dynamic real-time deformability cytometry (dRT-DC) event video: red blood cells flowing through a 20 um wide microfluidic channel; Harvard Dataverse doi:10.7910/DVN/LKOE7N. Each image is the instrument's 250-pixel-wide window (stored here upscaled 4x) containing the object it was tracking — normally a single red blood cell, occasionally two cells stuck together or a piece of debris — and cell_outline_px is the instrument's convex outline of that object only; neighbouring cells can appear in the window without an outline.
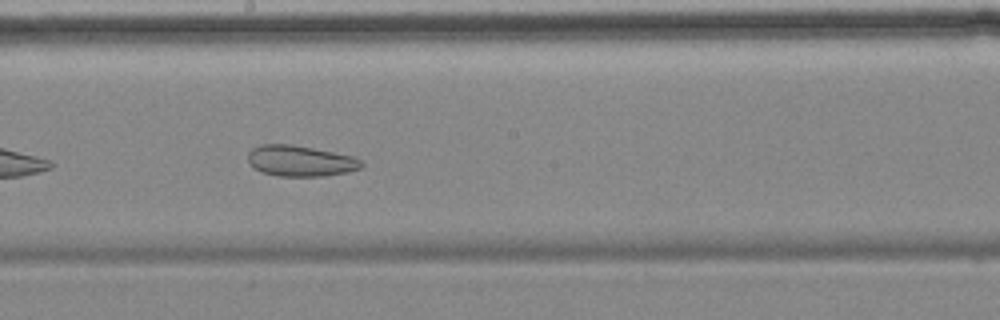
{"species": "common noctule bat (a hibernating species)", "species_latin": "Nyctalus noctula", "temperature_condition": "cold", "stored_images_in_passage": 8, "camera_frame_rate_fps": 3000, "um_per_image_px": 0.085, "animal": {"sex": "female", "body_mass_g": 18.4}, "frame": {"image": 1, "passage_image": 8, "time_ms": 9.333, "image_size_px": [1000, 320], "cell_outline_px": [[364, 164], [360, 168], [348, 172], [324, 176], [280, 176], [260, 172], [252, 168], [248, 160], [248, 152], [252, 148], [260, 144], [292, 144], [356, 156], [364, 160]], "centroid_in_image_um": [25.55, 13.67], "position_along_channel_um": 222.7, "area_um2": 20.81}}